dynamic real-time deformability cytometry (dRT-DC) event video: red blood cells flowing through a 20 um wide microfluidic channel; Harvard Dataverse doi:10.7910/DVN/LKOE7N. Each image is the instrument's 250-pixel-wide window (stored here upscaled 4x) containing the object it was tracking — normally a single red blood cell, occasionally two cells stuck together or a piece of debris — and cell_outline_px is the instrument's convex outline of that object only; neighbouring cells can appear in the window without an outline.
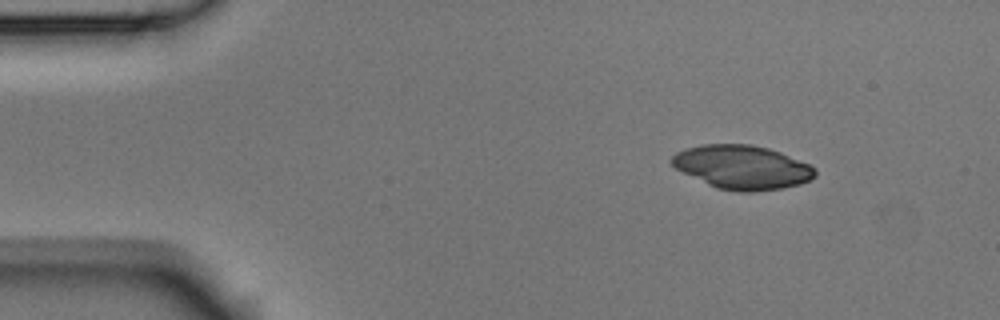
{"species": "Egyptian fruit bat (a non-hibernating species)", "species_latin": "Rousettus aegyptiacus", "temperature_condition": "room temperature", "stored_images_in_passage": 3, "camera_frame_rate_fps": 3000, "um_per_image_px": 0.085, "animal": {"sex": "male"}, "frame": {"image": 1, "passage_image": 1, "time_ms": 0.0, "image_size_px": [1000, 320], "cell_outline_px": [[816, 176], [800, 184], [780, 188], [756, 192], [740, 192], [716, 188], [676, 168], [668, 160], [676, 152], [684, 148], [700, 144], [752, 144], [768, 148], [780, 152], [808, 164], [816, 168]], "centroid_in_image_um": [63.07, 14.2], "position_along_channel_um": 21.9, "area_um2": 36.59}}